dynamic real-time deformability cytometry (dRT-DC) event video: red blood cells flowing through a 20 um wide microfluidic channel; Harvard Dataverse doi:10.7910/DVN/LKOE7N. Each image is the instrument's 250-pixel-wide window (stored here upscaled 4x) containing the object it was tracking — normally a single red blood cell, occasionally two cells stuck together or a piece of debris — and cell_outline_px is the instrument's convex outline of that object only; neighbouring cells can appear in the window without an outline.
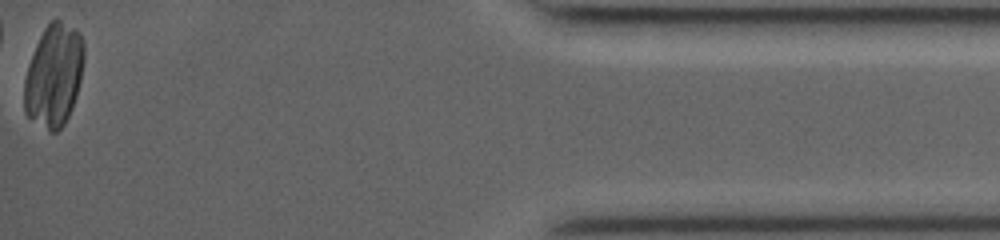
{"species": "common noctule bat (a hibernating species)", "species_latin": "Nyctalus noctula", "temperature_condition": "room temperature", "stored_images_in_passage": 30, "camera_frame_rate_fps": 3000, "um_per_image_px": 0.085, "animal": {"sex": "female", "body_mass_g": 19.0, "forearm_length_mm": 53.3}, "frame": {"image": 1, "passage_image": 30, "time_ms": 10.0, "image_size_px": [1000, 240], "cell_outline_px": [[84, 60], [80, 80], [76, 96], [72, 108], [64, 124], [56, 132], [48, 132], [28, 116], [24, 112], [24, 80], [28, 64], [36, 44], [44, 28], [56, 16], [76, 28], [80, 32], [84, 44]], "centroid_in_image_um": [4.58, 6.38], "position_along_channel_um": 430.6, "area_um2": 36.13}}